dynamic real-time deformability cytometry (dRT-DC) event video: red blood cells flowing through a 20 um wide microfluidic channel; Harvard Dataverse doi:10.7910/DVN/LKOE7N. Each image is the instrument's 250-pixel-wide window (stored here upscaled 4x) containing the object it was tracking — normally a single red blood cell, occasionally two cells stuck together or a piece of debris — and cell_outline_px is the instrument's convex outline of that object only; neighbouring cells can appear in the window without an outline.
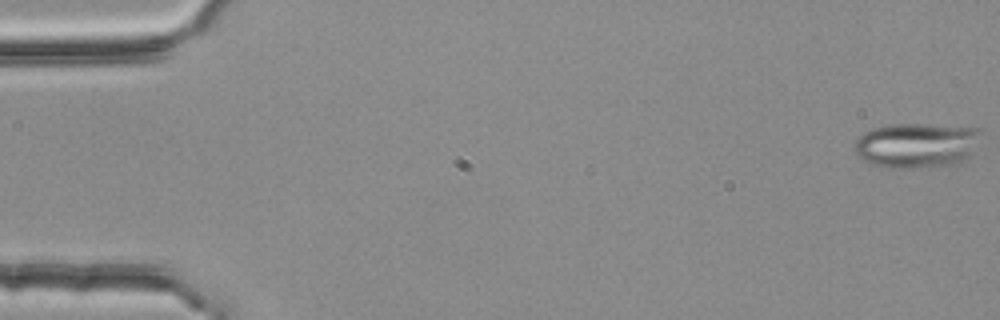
{"species": "common noctule bat (a hibernating species)", "species_latin": "Nyctalus noctula", "temperature_condition": "room temperature", "stored_images_in_passage": 4, "camera_frame_rate_fps": 3000, "um_per_image_px": 0.085, "animal": {"sex": "female", "body_mass_g": 25.1}, "frame": {"image": 1, "passage_image": 1, "time_ms": 0.0, "image_size_px": [1000, 320], "cell_outline_px": [[980, 132], [968, 156], [960, 164], [908, 168], [888, 168], [872, 164], [856, 156], [852, 144], [864, 132], [872, 128], [888, 124], [924, 124], [980, 128]], "centroid_in_image_um": [77.82, 12.35], "position_along_channel_um": 7.2, "area_um2": 33.12}}